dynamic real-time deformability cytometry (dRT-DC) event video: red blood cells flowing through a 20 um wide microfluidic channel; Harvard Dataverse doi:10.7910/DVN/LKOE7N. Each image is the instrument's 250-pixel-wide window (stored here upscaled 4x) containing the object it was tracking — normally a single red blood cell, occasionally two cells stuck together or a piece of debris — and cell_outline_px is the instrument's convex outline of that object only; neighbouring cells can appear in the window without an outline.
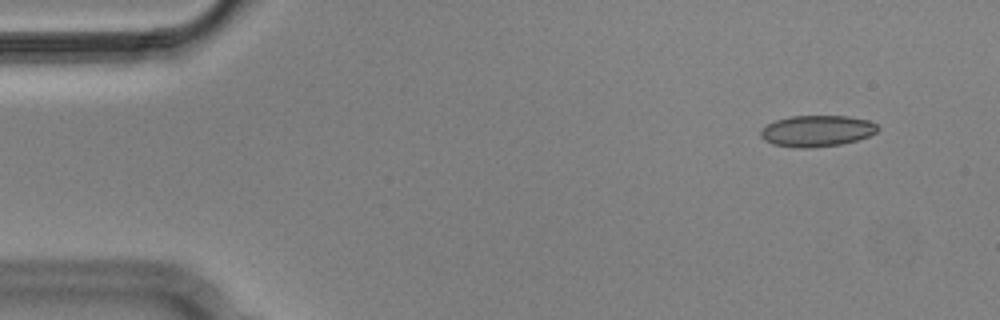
{"species": "Egyptian fruit bat (a non-hibernating species)", "species_latin": "Rousettus aegyptiacus", "temperature_condition": "cold", "stored_images_in_passage": 4, "segment_of_instrument_passage": [2, 2], "camera_frame_rate_fps": 3000, "um_per_image_px": 0.085, "animal": {"sex": "male"}, "frame": {"image": 1, "passage_image": 4, "time_ms": 1.0, "image_size_px": [1000, 320], "cell_outline_px": [[880, 128], [876, 132], [868, 136], [856, 140], [840, 144], [808, 148], [800, 148], [772, 144], [764, 140], [760, 136], [760, 128], [776, 120], [792, 116], [848, 116], [868, 120], [876, 124]], "centroid_in_image_um": [69.41, 11.13], "position_along_channel_um": 15.6, "area_um2": 21.27}}